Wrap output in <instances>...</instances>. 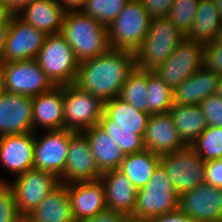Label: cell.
Returning <instances> with one entry per match:
<instances>
[{
    "label": "cell",
    "instance_id": "obj_47",
    "mask_svg": "<svg viewBox=\"0 0 222 222\" xmlns=\"http://www.w3.org/2000/svg\"><path fill=\"white\" fill-rule=\"evenodd\" d=\"M213 2L219 12L220 20L222 23V0H213Z\"/></svg>",
    "mask_w": 222,
    "mask_h": 222
},
{
    "label": "cell",
    "instance_id": "obj_34",
    "mask_svg": "<svg viewBox=\"0 0 222 222\" xmlns=\"http://www.w3.org/2000/svg\"><path fill=\"white\" fill-rule=\"evenodd\" d=\"M129 0H86L81 12L95 18L102 25L110 26Z\"/></svg>",
    "mask_w": 222,
    "mask_h": 222
},
{
    "label": "cell",
    "instance_id": "obj_13",
    "mask_svg": "<svg viewBox=\"0 0 222 222\" xmlns=\"http://www.w3.org/2000/svg\"><path fill=\"white\" fill-rule=\"evenodd\" d=\"M43 137L35 132L33 168L52 172L58 178L64 173L72 130H44ZM40 138V139H39Z\"/></svg>",
    "mask_w": 222,
    "mask_h": 222
},
{
    "label": "cell",
    "instance_id": "obj_32",
    "mask_svg": "<svg viewBox=\"0 0 222 222\" xmlns=\"http://www.w3.org/2000/svg\"><path fill=\"white\" fill-rule=\"evenodd\" d=\"M115 142L125 155L133 154L145 149L144 138L135 130L118 129V124L110 120L105 114L98 124Z\"/></svg>",
    "mask_w": 222,
    "mask_h": 222
},
{
    "label": "cell",
    "instance_id": "obj_24",
    "mask_svg": "<svg viewBox=\"0 0 222 222\" xmlns=\"http://www.w3.org/2000/svg\"><path fill=\"white\" fill-rule=\"evenodd\" d=\"M26 217L31 222H75L66 184L59 183Z\"/></svg>",
    "mask_w": 222,
    "mask_h": 222
},
{
    "label": "cell",
    "instance_id": "obj_30",
    "mask_svg": "<svg viewBox=\"0 0 222 222\" xmlns=\"http://www.w3.org/2000/svg\"><path fill=\"white\" fill-rule=\"evenodd\" d=\"M148 71L136 67L128 75L122 86L119 98L142 112H147Z\"/></svg>",
    "mask_w": 222,
    "mask_h": 222
},
{
    "label": "cell",
    "instance_id": "obj_38",
    "mask_svg": "<svg viewBox=\"0 0 222 222\" xmlns=\"http://www.w3.org/2000/svg\"><path fill=\"white\" fill-rule=\"evenodd\" d=\"M203 65L222 76V45L215 40L204 44V62Z\"/></svg>",
    "mask_w": 222,
    "mask_h": 222
},
{
    "label": "cell",
    "instance_id": "obj_21",
    "mask_svg": "<svg viewBox=\"0 0 222 222\" xmlns=\"http://www.w3.org/2000/svg\"><path fill=\"white\" fill-rule=\"evenodd\" d=\"M100 180L105 187L107 209L130 217L138 191L130 180L118 169L103 172Z\"/></svg>",
    "mask_w": 222,
    "mask_h": 222
},
{
    "label": "cell",
    "instance_id": "obj_28",
    "mask_svg": "<svg viewBox=\"0 0 222 222\" xmlns=\"http://www.w3.org/2000/svg\"><path fill=\"white\" fill-rule=\"evenodd\" d=\"M104 114L118 124V129L135 130V133L143 138L151 116L148 112L139 111L119 97L104 102Z\"/></svg>",
    "mask_w": 222,
    "mask_h": 222
},
{
    "label": "cell",
    "instance_id": "obj_33",
    "mask_svg": "<svg viewBox=\"0 0 222 222\" xmlns=\"http://www.w3.org/2000/svg\"><path fill=\"white\" fill-rule=\"evenodd\" d=\"M205 162L222 158V128L207 126L189 146Z\"/></svg>",
    "mask_w": 222,
    "mask_h": 222
},
{
    "label": "cell",
    "instance_id": "obj_37",
    "mask_svg": "<svg viewBox=\"0 0 222 222\" xmlns=\"http://www.w3.org/2000/svg\"><path fill=\"white\" fill-rule=\"evenodd\" d=\"M199 106L206 116L208 126L222 128V98L220 96L216 94L209 96Z\"/></svg>",
    "mask_w": 222,
    "mask_h": 222
},
{
    "label": "cell",
    "instance_id": "obj_14",
    "mask_svg": "<svg viewBox=\"0 0 222 222\" xmlns=\"http://www.w3.org/2000/svg\"><path fill=\"white\" fill-rule=\"evenodd\" d=\"M179 208L194 222H222V189L204 183L184 192Z\"/></svg>",
    "mask_w": 222,
    "mask_h": 222
},
{
    "label": "cell",
    "instance_id": "obj_41",
    "mask_svg": "<svg viewBox=\"0 0 222 222\" xmlns=\"http://www.w3.org/2000/svg\"><path fill=\"white\" fill-rule=\"evenodd\" d=\"M130 217L113 210H104L96 216L80 222H128Z\"/></svg>",
    "mask_w": 222,
    "mask_h": 222
},
{
    "label": "cell",
    "instance_id": "obj_26",
    "mask_svg": "<svg viewBox=\"0 0 222 222\" xmlns=\"http://www.w3.org/2000/svg\"><path fill=\"white\" fill-rule=\"evenodd\" d=\"M168 112L186 146H190L208 126L206 116L199 105H173Z\"/></svg>",
    "mask_w": 222,
    "mask_h": 222
},
{
    "label": "cell",
    "instance_id": "obj_22",
    "mask_svg": "<svg viewBox=\"0 0 222 222\" xmlns=\"http://www.w3.org/2000/svg\"><path fill=\"white\" fill-rule=\"evenodd\" d=\"M220 75L204 65L173 90V105H199L215 95Z\"/></svg>",
    "mask_w": 222,
    "mask_h": 222
},
{
    "label": "cell",
    "instance_id": "obj_36",
    "mask_svg": "<svg viewBox=\"0 0 222 222\" xmlns=\"http://www.w3.org/2000/svg\"><path fill=\"white\" fill-rule=\"evenodd\" d=\"M13 189L8 183H0V222H21Z\"/></svg>",
    "mask_w": 222,
    "mask_h": 222
},
{
    "label": "cell",
    "instance_id": "obj_50",
    "mask_svg": "<svg viewBox=\"0 0 222 222\" xmlns=\"http://www.w3.org/2000/svg\"><path fill=\"white\" fill-rule=\"evenodd\" d=\"M215 41H216L218 44L222 45V27H221V29L218 31L217 38L215 39Z\"/></svg>",
    "mask_w": 222,
    "mask_h": 222
},
{
    "label": "cell",
    "instance_id": "obj_12",
    "mask_svg": "<svg viewBox=\"0 0 222 222\" xmlns=\"http://www.w3.org/2000/svg\"><path fill=\"white\" fill-rule=\"evenodd\" d=\"M46 36L43 31L13 15L0 63L36 59Z\"/></svg>",
    "mask_w": 222,
    "mask_h": 222
},
{
    "label": "cell",
    "instance_id": "obj_6",
    "mask_svg": "<svg viewBox=\"0 0 222 222\" xmlns=\"http://www.w3.org/2000/svg\"><path fill=\"white\" fill-rule=\"evenodd\" d=\"M36 60L55 86L75 84L79 62L60 33L46 36Z\"/></svg>",
    "mask_w": 222,
    "mask_h": 222
},
{
    "label": "cell",
    "instance_id": "obj_5",
    "mask_svg": "<svg viewBox=\"0 0 222 222\" xmlns=\"http://www.w3.org/2000/svg\"><path fill=\"white\" fill-rule=\"evenodd\" d=\"M151 19L140 0H129L108 26L110 48L135 53L148 33Z\"/></svg>",
    "mask_w": 222,
    "mask_h": 222
},
{
    "label": "cell",
    "instance_id": "obj_31",
    "mask_svg": "<svg viewBox=\"0 0 222 222\" xmlns=\"http://www.w3.org/2000/svg\"><path fill=\"white\" fill-rule=\"evenodd\" d=\"M147 112L150 115L167 113L173 106V90L153 71H148Z\"/></svg>",
    "mask_w": 222,
    "mask_h": 222
},
{
    "label": "cell",
    "instance_id": "obj_7",
    "mask_svg": "<svg viewBox=\"0 0 222 222\" xmlns=\"http://www.w3.org/2000/svg\"><path fill=\"white\" fill-rule=\"evenodd\" d=\"M64 129L81 133L99 124L104 101L75 84L63 86Z\"/></svg>",
    "mask_w": 222,
    "mask_h": 222
},
{
    "label": "cell",
    "instance_id": "obj_39",
    "mask_svg": "<svg viewBox=\"0 0 222 222\" xmlns=\"http://www.w3.org/2000/svg\"><path fill=\"white\" fill-rule=\"evenodd\" d=\"M151 18L167 17L174 0H140Z\"/></svg>",
    "mask_w": 222,
    "mask_h": 222
},
{
    "label": "cell",
    "instance_id": "obj_23",
    "mask_svg": "<svg viewBox=\"0 0 222 222\" xmlns=\"http://www.w3.org/2000/svg\"><path fill=\"white\" fill-rule=\"evenodd\" d=\"M66 13L57 0H36L17 16L46 35H51L60 33Z\"/></svg>",
    "mask_w": 222,
    "mask_h": 222
},
{
    "label": "cell",
    "instance_id": "obj_11",
    "mask_svg": "<svg viewBox=\"0 0 222 222\" xmlns=\"http://www.w3.org/2000/svg\"><path fill=\"white\" fill-rule=\"evenodd\" d=\"M4 91L31 97L55 87L36 59L0 63Z\"/></svg>",
    "mask_w": 222,
    "mask_h": 222
},
{
    "label": "cell",
    "instance_id": "obj_48",
    "mask_svg": "<svg viewBox=\"0 0 222 222\" xmlns=\"http://www.w3.org/2000/svg\"><path fill=\"white\" fill-rule=\"evenodd\" d=\"M216 95L220 96L222 98V76H220V79H219V82H218Z\"/></svg>",
    "mask_w": 222,
    "mask_h": 222
},
{
    "label": "cell",
    "instance_id": "obj_10",
    "mask_svg": "<svg viewBox=\"0 0 222 222\" xmlns=\"http://www.w3.org/2000/svg\"><path fill=\"white\" fill-rule=\"evenodd\" d=\"M204 44L184 38L171 56L153 72L172 90L203 66Z\"/></svg>",
    "mask_w": 222,
    "mask_h": 222
},
{
    "label": "cell",
    "instance_id": "obj_40",
    "mask_svg": "<svg viewBox=\"0 0 222 222\" xmlns=\"http://www.w3.org/2000/svg\"><path fill=\"white\" fill-rule=\"evenodd\" d=\"M205 183L222 189V158L206 162Z\"/></svg>",
    "mask_w": 222,
    "mask_h": 222
},
{
    "label": "cell",
    "instance_id": "obj_29",
    "mask_svg": "<svg viewBox=\"0 0 222 222\" xmlns=\"http://www.w3.org/2000/svg\"><path fill=\"white\" fill-rule=\"evenodd\" d=\"M221 27L219 12L213 0H200L192 28L185 38L206 44L217 38Z\"/></svg>",
    "mask_w": 222,
    "mask_h": 222
},
{
    "label": "cell",
    "instance_id": "obj_9",
    "mask_svg": "<svg viewBox=\"0 0 222 222\" xmlns=\"http://www.w3.org/2000/svg\"><path fill=\"white\" fill-rule=\"evenodd\" d=\"M0 183H8L13 189L18 212L26 217L60 181L52 172L32 168L18 175L12 182L0 178Z\"/></svg>",
    "mask_w": 222,
    "mask_h": 222
},
{
    "label": "cell",
    "instance_id": "obj_2",
    "mask_svg": "<svg viewBox=\"0 0 222 222\" xmlns=\"http://www.w3.org/2000/svg\"><path fill=\"white\" fill-rule=\"evenodd\" d=\"M60 34L72 47L79 63L110 49L108 28L81 11L66 13Z\"/></svg>",
    "mask_w": 222,
    "mask_h": 222
},
{
    "label": "cell",
    "instance_id": "obj_20",
    "mask_svg": "<svg viewBox=\"0 0 222 222\" xmlns=\"http://www.w3.org/2000/svg\"><path fill=\"white\" fill-rule=\"evenodd\" d=\"M33 132L64 129L63 86L32 97Z\"/></svg>",
    "mask_w": 222,
    "mask_h": 222
},
{
    "label": "cell",
    "instance_id": "obj_8",
    "mask_svg": "<svg viewBox=\"0 0 222 222\" xmlns=\"http://www.w3.org/2000/svg\"><path fill=\"white\" fill-rule=\"evenodd\" d=\"M160 164L179 196L205 183L206 162L189 146L160 155Z\"/></svg>",
    "mask_w": 222,
    "mask_h": 222
},
{
    "label": "cell",
    "instance_id": "obj_45",
    "mask_svg": "<svg viewBox=\"0 0 222 222\" xmlns=\"http://www.w3.org/2000/svg\"><path fill=\"white\" fill-rule=\"evenodd\" d=\"M13 14L9 11L5 4L0 0V25L10 23V19Z\"/></svg>",
    "mask_w": 222,
    "mask_h": 222
},
{
    "label": "cell",
    "instance_id": "obj_35",
    "mask_svg": "<svg viewBox=\"0 0 222 222\" xmlns=\"http://www.w3.org/2000/svg\"><path fill=\"white\" fill-rule=\"evenodd\" d=\"M200 0H174L167 18L182 32L188 34L193 25Z\"/></svg>",
    "mask_w": 222,
    "mask_h": 222
},
{
    "label": "cell",
    "instance_id": "obj_44",
    "mask_svg": "<svg viewBox=\"0 0 222 222\" xmlns=\"http://www.w3.org/2000/svg\"><path fill=\"white\" fill-rule=\"evenodd\" d=\"M58 4L66 12H76L81 11L84 7L86 0H57Z\"/></svg>",
    "mask_w": 222,
    "mask_h": 222
},
{
    "label": "cell",
    "instance_id": "obj_15",
    "mask_svg": "<svg viewBox=\"0 0 222 222\" xmlns=\"http://www.w3.org/2000/svg\"><path fill=\"white\" fill-rule=\"evenodd\" d=\"M102 172L97 167L86 136L76 133L69 142L64 173L60 183H74L100 180Z\"/></svg>",
    "mask_w": 222,
    "mask_h": 222
},
{
    "label": "cell",
    "instance_id": "obj_43",
    "mask_svg": "<svg viewBox=\"0 0 222 222\" xmlns=\"http://www.w3.org/2000/svg\"><path fill=\"white\" fill-rule=\"evenodd\" d=\"M36 0H1L13 15L20 13L26 6Z\"/></svg>",
    "mask_w": 222,
    "mask_h": 222
},
{
    "label": "cell",
    "instance_id": "obj_42",
    "mask_svg": "<svg viewBox=\"0 0 222 222\" xmlns=\"http://www.w3.org/2000/svg\"><path fill=\"white\" fill-rule=\"evenodd\" d=\"M147 222H194L187 214L180 208L157 217L150 218Z\"/></svg>",
    "mask_w": 222,
    "mask_h": 222
},
{
    "label": "cell",
    "instance_id": "obj_18",
    "mask_svg": "<svg viewBox=\"0 0 222 222\" xmlns=\"http://www.w3.org/2000/svg\"><path fill=\"white\" fill-rule=\"evenodd\" d=\"M34 136L35 132L0 137V162L15 177L33 168Z\"/></svg>",
    "mask_w": 222,
    "mask_h": 222
},
{
    "label": "cell",
    "instance_id": "obj_52",
    "mask_svg": "<svg viewBox=\"0 0 222 222\" xmlns=\"http://www.w3.org/2000/svg\"><path fill=\"white\" fill-rule=\"evenodd\" d=\"M128 222H147V221H136V220H129Z\"/></svg>",
    "mask_w": 222,
    "mask_h": 222
},
{
    "label": "cell",
    "instance_id": "obj_1",
    "mask_svg": "<svg viewBox=\"0 0 222 222\" xmlns=\"http://www.w3.org/2000/svg\"><path fill=\"white\" fill-rule=\"evenodd\" d=\"M134 68V53L110 48L104 54L79 63L75 85L105 102L119 97Z\"/></svg>",
    "mask_w": 222,
    "mask_h": 222
},
{
    "label": "cell",
    "instance_id": "obj_16",
    "mask_svg": "<svg viewBox=\"0 0 222 222\" xmlns=\"http://www.w3.org/2000/svg\"><path fill=\"white\" fill-rule=\"evenodd\" d=\"M32 132V97L3 91L0 94V137Z\"/></svg>",
    "mask_w": 222,
    "mask_h": 222
},
{
    "label": "cell",
    "instance_id": "obj_46",
    "mask_svg": "<svg viewBox=\"0 0 222 222\" xmlns=\"http://www.w3.org/2000/svg\"><path fill=\"white\" fill-rule=\"evenodd\" d=\"M8 29H9V23L0 25V62L2 58V52L4 49Z\"/></svg>",
    "mask_w": 222,
    "mask_h": 222
},
{
    "label": "cell",
    "instance_id": "obj_4",
    "mask_svg": "<svg viewBox=\"0 0 222 222\" xmlns=\"http://www.w3.org/2000/svg\"><path fill=\"white\" fill-rule=\"evenodd\" d=\"M180 196L161 164L157 166L146 185L138 189L131 220L147 221L150 218L179 209Z\"/></svg>",
    "mask_w": 222,
    "mask_h": 222
},
{
    "label": "cell",
    "instance_id": "obj_51",
    "mask_svg": "<svg viewBox=\"0 0 222 222\" xmlns=\"http://www.w3.org/2000/svg\"><path fill=\"white\" fill-rule=\"evenodd\" d=\"M21 222H31L27 217H23Z\"/></svg>",
    "mask_w": 222,
    "mask_h": 222
},
{
    "label": "cell",
    "instance_id": "obj_17",
    "mask_svg": "<svg viewBox=\"0 0 222 222\" xmlns=\"http://www.w3.org/2000/svg\"><path fill=\"white\" fill-rule=\"evenodd\" d=\"M75 222L96 216L107 209L105 187L101 180L66 184Z\"/></svg>",
    "mask_w": 222,
    "mask_h": 222
},
{
    "label": "cell",
    "instance_id": "obj_49",
    "mask_svg": "<svg viewBox=\"0 0 222 222\" xmlns=\"http://www.w3.org/2000/svg\"><path fill=\"white\" fill-rule=\"evenodd\" d=\"M4 91L3 73L0 66V94Z\"/></svg>",
    "mask_w": 222,
    "mask_h": 222
},
{
    "label": "cell",
    "instance_id": "obj_3",
    "mask_svg": "<svg viewBox=\"0 0 222 222\" xmlns=\"http://www.w3.org/2000/svg\"><path fill=\"white\" fill-rule=\"evenodd\" d=\"M184 38L182 32L167 17L152 18L142 45L134 53L135 67L143 71L156 70Z\"/></svg>",
    "mask_w": 222,
    "mask_h": 222
},
{
    "label": "cell",
    "instance_id": "obj_27",
    "mask_svg": "<svg viewBox=\"0 0 222 222\" xmlns=\"http://www.w3.org/2000/svg\"><path fill=\"white\" fill-rule=\"evenodd\" d=\"M160 164V155L144 149L125 155L119 171L123 173L138 190L143 188Z\"/></svg>",
    "mask_w": 222,
    "mask_h": 222
},
{
    "label": "cell",
    "instance_id": "obj_19",
    "mask_svg": "<svg viewBox=\"0 0 222 222\" xmlns=\"http://www.w3.org/2000/svg\"><path fill=\"white\" fill-rule=\"evenodd\" d=\"M144 146L158 155L186 147L169 112L150 116L144 135Z\"/></svg>",
    "mask_w": 222,
    "mask_h": 222
},
{
    "label": "cell",
    "instance_id": "obj_25",
    "mask_svg": "<svg viewBox=\"0 0 222 222\" xmlns=\"http://www.w3.org/2000/svg\"><path fill=\"white\" fill-rule=\"evenodd\" d=\"M88 139L92 155L99 170L103 173L119 169L125 154L118 143L109 136L99 125L82 132Z\"/></svg>",
    "mask_w": 222,
    "mask_h": 222
}]
</instances>
